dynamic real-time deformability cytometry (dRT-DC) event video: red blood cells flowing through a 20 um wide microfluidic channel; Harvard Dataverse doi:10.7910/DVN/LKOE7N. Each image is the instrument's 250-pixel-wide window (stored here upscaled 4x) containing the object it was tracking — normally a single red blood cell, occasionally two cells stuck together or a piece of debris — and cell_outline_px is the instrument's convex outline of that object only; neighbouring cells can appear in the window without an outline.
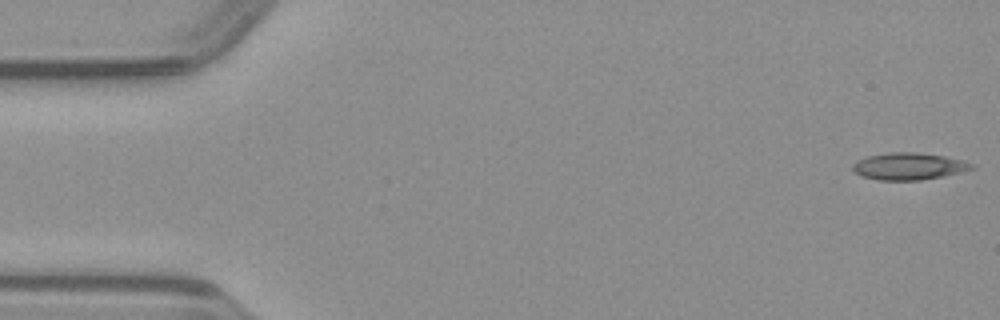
{"species": "common noctule bat (a hibernating species)", "species_latin": "Nyctalus noctula", "temperature_condition": "warm", "stored_images_in_passage": 50, "segment_of_instrument_passage": [1, 2], "camera_frame_rate_fps": 3000, "um_per_image_px": 0.085, "animal": {"sex": "male", "body_mass_g": 23.1, "forearm_length_mm": 52.7}, "frame": {"image": 1, "passage_image": 1, "time_ms": 0.0, "image_size_px": [1000, 320], "cell_outline_px": [[976, 168], [944, 176], [920, 180], [876, 180], [864, 176], [856, 172], [852, 168], [852, 164], [856, 160], [868, 156], [888, 152], [916, 152], [944, 156], [976, 164]], "centroid_in_image_um": [77.26, 14.13], "position_along_channel_um": 7.7, "area_um2": 18.73}}
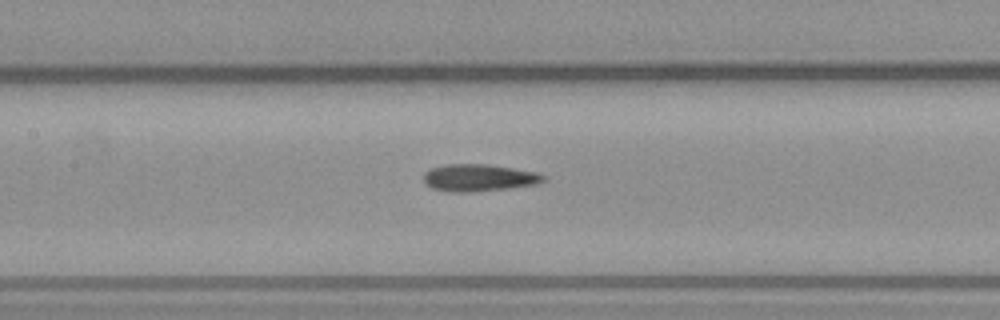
{"frame": {"image": 2, "passage_image": 22, "time_ms": 7.0, "image_size_px": [1000, 320], "cell_outline_px": [[548, 176], [544, 180], [536, 184], [508, 188], [472, 192], [452, 192], [432, 188], [424, 184], [424, 172], [432, 168], [448, 164], [488, 164], [536, 172]], "centroid_in_image_um": [40.69, 15.11], "position_along_channel_um": 166.7, "area_um2": 18.9}}
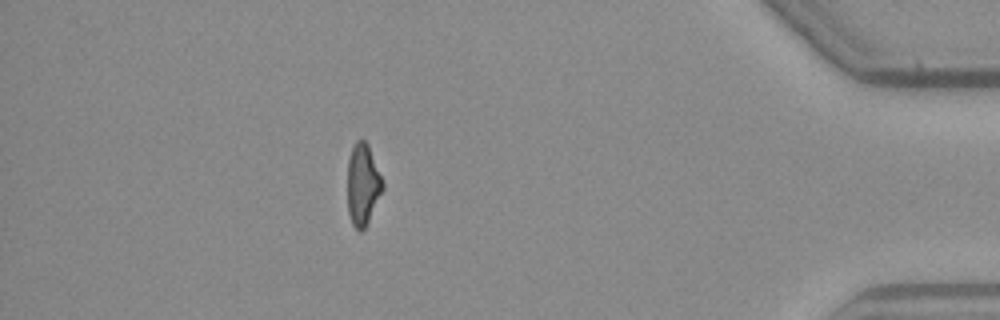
{"frame": {"image": 3, "passage_image": 43, "time_ms": 14.0, "image_size_px": [1000, 320], "cell_outline_px": [[384, 188], [364, 228], [360, 232], [352, 224], [348, 212], [348, 160], [352, 148], [356, 140], [364, 140], [368, 144], [384, 184]], "centroid_in_image_um": [30.83, 15.67], "position_along_channel_um": 404.4, "area_um2": 16.42}}